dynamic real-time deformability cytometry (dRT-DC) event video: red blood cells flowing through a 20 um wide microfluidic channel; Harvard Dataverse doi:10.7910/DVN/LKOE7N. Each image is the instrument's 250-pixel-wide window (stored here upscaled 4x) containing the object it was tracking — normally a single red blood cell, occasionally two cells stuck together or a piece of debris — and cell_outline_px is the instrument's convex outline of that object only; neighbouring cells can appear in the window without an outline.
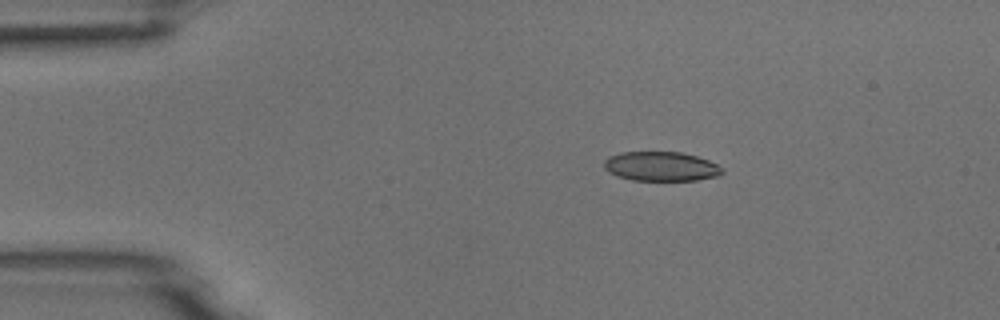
{"species": "common noctule bat (a hibernating species)", "species_latin": "Nyctalus noctula", "temperature_condition": "room temperature", "stored_images_in_passage": 4, "camera_frame_rate_fps": 3000, "um_per_image_px": 0.085, "animal": {"sex": "male", "body_mass_g": 18.8}, "frame": {"image": 1, "passage_image": 3, "time_ms": 0.667, "image_size_px": [1000, 320], "cell_outline_px": [[724, 172], [720, 176], [696, 180], [632, 180], [608, 172], [604, 168], [604, 160], [608, 156], [620, 152], [680, 152], [696, 156], [708, 160], [724, 168]], "centroid_in_image_um": [56.2, 14.14], "position_along_channel_um": 28.8, "area_um2": 20.29}}